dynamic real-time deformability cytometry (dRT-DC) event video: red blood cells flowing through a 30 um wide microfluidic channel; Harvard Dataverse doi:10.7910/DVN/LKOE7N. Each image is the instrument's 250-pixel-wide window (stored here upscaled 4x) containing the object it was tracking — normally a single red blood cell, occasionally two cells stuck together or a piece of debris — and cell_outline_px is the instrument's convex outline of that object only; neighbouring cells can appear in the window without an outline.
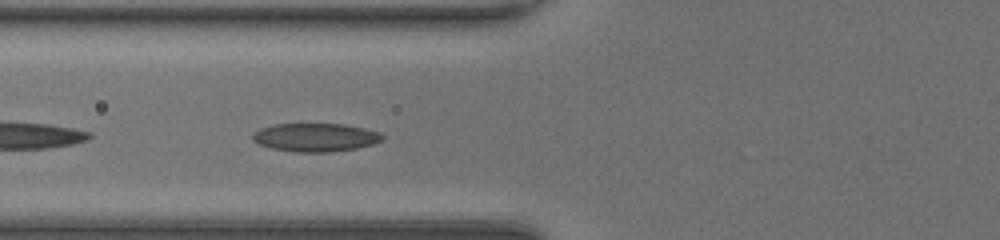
{"species": "common noctule bat (a hibernating species)", "species_latin": "Nyctalus noctula", "temperature_condition": "room temperature", "stored_images_in_passage": 27, "camera_frame_rate_fps": 3000, "um_per_image_px": 0.085, "animal": {"sex": "female", "body_mass_g": 20.0, "forearm_length_mm": 54.0}, "frame": {"image": 1, "passage_image": 8, "time_ms": 2.333, "image_size_px": [1000, 240], "cell_outline_px": [[384, 140], [372, 144], [356, 148], [332, 152], [292, 152], [272, 148], [260, 144], [252, 140], [252, 132], [260, 128], [272, 124], [344, 124], [364, 128], [380, 132], [384, 136]], "centroid_in_image_um": [26.8, 11.67], "position_along_channel_um": 99.0, "area_um2": 21.62}}
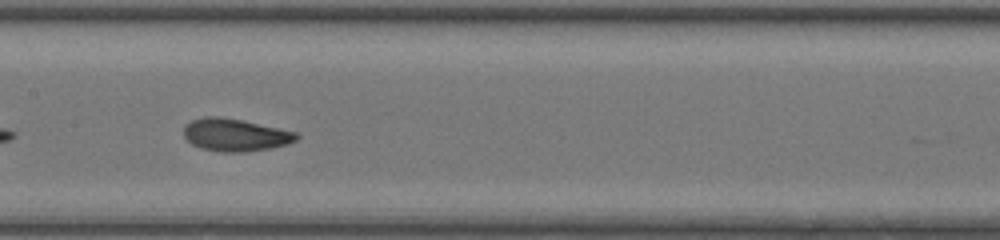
{"frame": {"image": 2, "passage_image": 14, "time_ms": 4.333, "image_size_px": [1000, 240], "cell_outline_px": [[300, 136], [296, 140], [288, 144], [268, 148], [244, 152], [220, 152], [200, 148], [192, 144], [184, 136], [184, 124], [192, 120], [204, 116], [220, 116], [240, 120], [296, 132]], "centroid_in_image_um": [19.96, 11.47], "position_along_channel_um": 187.4, "area_um2": 21.27}}
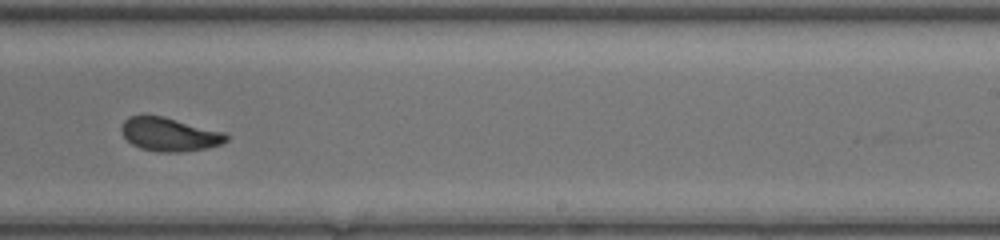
{"frame": {"image": 3, "passage_image": 20, "time_ms": 6.333, "image_size_px": [1000, 240], "cell_outline_px": [[228, 140], [220, 144], [208, 148], [180, 152], [156, 152], [140, 148], [132, 144], [120, 132], [120, 128], [124, 120], [128, 116], [164, 116], [224, 132], [228, 136]], "centroid_in_image_um": [14.39, 11.43], "position_along_channel_um": 274.6, "area_um2": 20.52}, "authors_computed_cell_mechanics": {"area_um2": 21.3282, "velocity_mm_per_s": 4.4041, "shape_relaxation_time_tau1_ms": 3.0888, "shape_relaxation_time_tau2_ms": 4.8687, "deformation_change_tau1": 0.1352, "deformation_change_tau2": 0.1342}}